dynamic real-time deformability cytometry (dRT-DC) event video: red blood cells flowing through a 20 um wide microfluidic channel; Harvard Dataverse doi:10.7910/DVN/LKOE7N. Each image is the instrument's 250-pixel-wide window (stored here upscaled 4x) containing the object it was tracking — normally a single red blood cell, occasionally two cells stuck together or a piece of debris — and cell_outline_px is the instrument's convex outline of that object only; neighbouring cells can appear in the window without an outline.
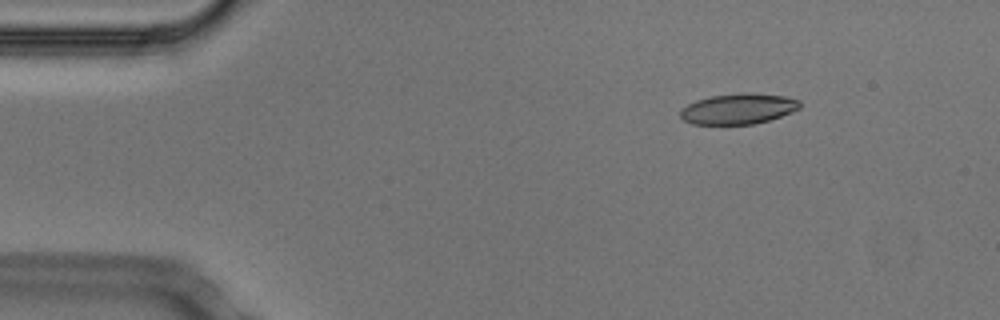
{"species": "Egyptian fruit bat (a non-hibernating species)", "species_latin": "Rousettus aegyptiacus", "temperature_condition": "cold", "stored_images_in_passage": 47, "camera_frame_rate_fps": 3000, "um_per_image_px": 0.085, "animal": {"sex": "male"}, "frame": {"image": 1, "passage_image": 1, "time_ms": 0.0, "image_size_px": [1000, 320], "cell_outline_px": [[800, 108], [792, 112], [768, 120], [752, 124], [692, 124], [684, 120], [680, 116], [680, 108], [696, 100], [712, 96], [744, 92], [752, 92], [784, 96], [800, 100]], "centroid_in_image_um": [62.75, 9.24], "position_along_channel_um": 22.3, "area_um2": 21.33}}
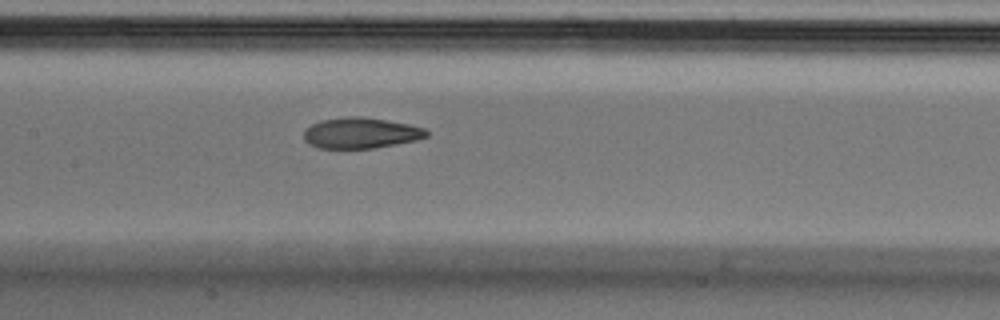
{"frame": {"image": 2, "passage_image": 19, "time_ms": 6.0, "image_size_px": [1000, 320], "cell_outline_px": [[428, 136], [416, 140], [376, 148], [316, 148], [308, 144], [304, 140], [304, 132], [312, 124], [320, 120], [348, 116], [364, 116], [388, 120], [408, 124], [424, 128], [428, 132]], "centroid_in_image_um": [30.66, 11.3], "position_along_channel_um": 176.7, "area_um2": 22.14}}
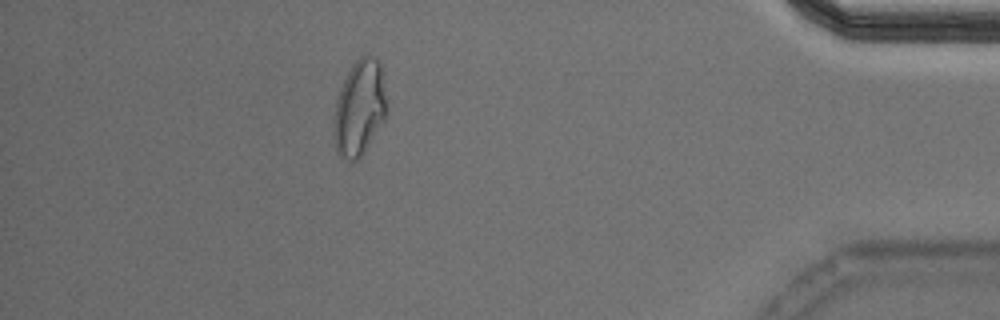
{"frame": {"image": 3, "passage_image": 41, "time_ms": 13.333, "image_size_px": [1000, 320], "cell_outline_px": [[388, 112], [384, 120], [364, 152], [356, 160], [348, 160], [340, 156], [336, 152], [332, 136], [332, 132], [336, 100], [340, 88], [352, 64], [364, 52], [368, 52], [376, 56], [380, 60], [388, 108]], "centroid_in_image_um": [30.56, 9.13], "position_along_channel_um": 404.6, "area_um2": 30.17}, "authors_computed_cell_mechanics": {"area_um2": 23.12, "velocity_mm_per_s": 3.7563, "shape_relaxation_time_tau1_ms": 7.6755, "shape_relaxation_time_tau2_ms": 2.5999, "deformation_change_tau1": 0.1966, "deformation_change_tau2": 0.0867}}